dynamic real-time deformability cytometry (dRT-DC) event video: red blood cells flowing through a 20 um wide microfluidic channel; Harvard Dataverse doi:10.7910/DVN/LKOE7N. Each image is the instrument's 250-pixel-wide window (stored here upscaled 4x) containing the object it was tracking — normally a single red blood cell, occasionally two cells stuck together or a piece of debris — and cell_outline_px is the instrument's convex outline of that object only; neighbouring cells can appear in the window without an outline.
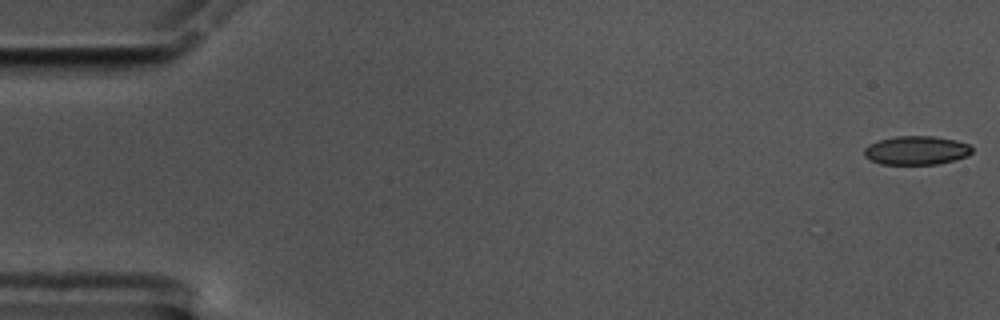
{"species": "common noctule bat (a hibernating species)", "species_latin": "Nyctalus noctula", "temperature_condition": "cold", "stored_images_in_passage": 26, "camera_frame_rate_fps": 3000, "um_per_image_px": 0.085, "animal": {"sex": "male", "body_mass_g": 17.5, "forearm_length_mm": 52.3}, "frame": {"image": 1, "passage_image": 1, "time_ms": 0.0, "image_size_px": [1000, 320], "cell_outline_px": [[972, 152], [968, 156], [936, 164], [880, 164], [864, 156], [864, 148], [868, 144], [880, 140], [896, 136], [932, 136], [956, 140], [968, 144], [972, 148]], "centroid_in_image_um": [77.88, 12.78], "position_along_channel_um": 7.1, "area_um2": 17.98}}
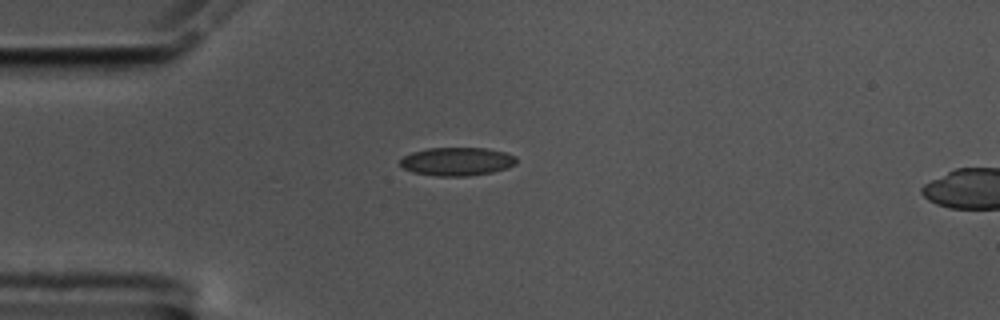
{"frame": {"image": 2, "passage_image": 15, "time_ms": 4.667, "image_size_px": [1000, 320], "cell_outline_px": [[516, 164], [508, 168], [492, 172], [468, 176], [436, 176], [412, 172], [404, 168], [400, 164], [400, 160], [404, 156], [412, 152], [428, 148], [488, 148], [504, 152], [516, 156]], "centroid_in_image_um": [38.86, 13.73], "position_along_channel_um": 46.1, "area_um2": 19.25}}